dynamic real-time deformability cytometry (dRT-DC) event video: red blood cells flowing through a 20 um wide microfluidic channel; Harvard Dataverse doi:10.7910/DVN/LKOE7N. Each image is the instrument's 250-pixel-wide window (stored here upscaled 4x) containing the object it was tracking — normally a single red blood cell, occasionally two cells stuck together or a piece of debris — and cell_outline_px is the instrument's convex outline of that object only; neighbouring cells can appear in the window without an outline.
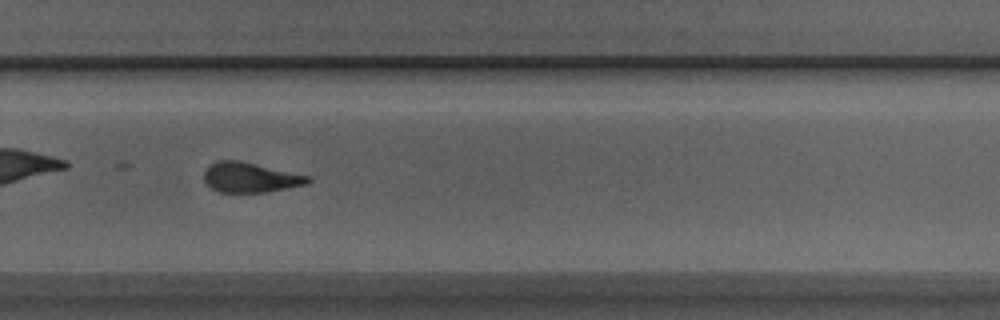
{"species": "Egyptian fruit bat (a non-hibernating species)", "species_latin": "Rousettus aegyptiacus", "temperature_condition": "room temperature", "stored_images_in_passage": 30, "camera_frame_rate_fps": 3000, "um_per_image_px": 0.085, "animal": {"sex": "male"}, "frame": {"image": 1, "passage_image": 20, "time_ms": 6.333, "image_size_px": [1000, 320], "cell_outline_px": [[312, 180], [304, 184], [288, 188], [268, 192], [216, 192], [204, 180], [204, 168], [216, 160], [240, 160], [312, 176]], "centroid_in_image_um": [21.26, 15.07], "position_along_channel_um": 308.5, "area_um2": 18.38}}